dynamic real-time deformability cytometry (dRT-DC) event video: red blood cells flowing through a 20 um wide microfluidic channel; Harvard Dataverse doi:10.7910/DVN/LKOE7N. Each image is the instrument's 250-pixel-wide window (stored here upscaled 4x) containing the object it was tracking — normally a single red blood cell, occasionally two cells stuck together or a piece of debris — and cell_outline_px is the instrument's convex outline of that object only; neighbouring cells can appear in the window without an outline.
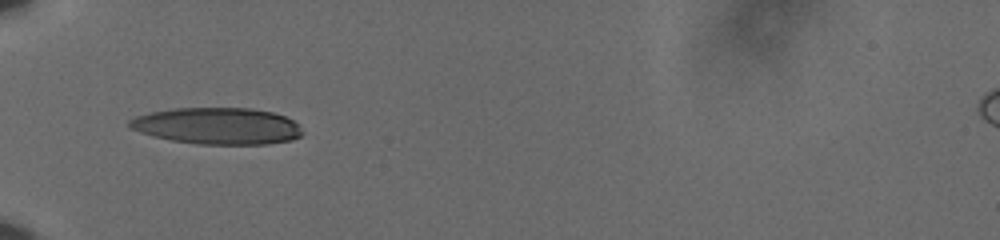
{"species": "human", "species_latin": "Homo sapiens", "temperature_condition": "cold", "stored_images_in_passage": 31, "camera_frame_rate_fps": 3000, "um_per_image_px": 0.085, "donor": {"sex": "male"}, "frame": {"image": 1, "passage_image": 1, "time_ms": 0.0, "image_size_px": [1000, 240], "cell_outline_px": [[304, 132], [300, 136], [292, 140], [268, 144], [196, 144], [172, 140], [140, 132], [128, 128], [128, 120], [136, 116], [152, 112], [176, 108], [252, 108], [272, 112], [284, 116], [292, 120]], "centroid_in_image_um": [18.48, 10.71], "position_along_channel_um": 66.5, "area_um2": 36.82}}
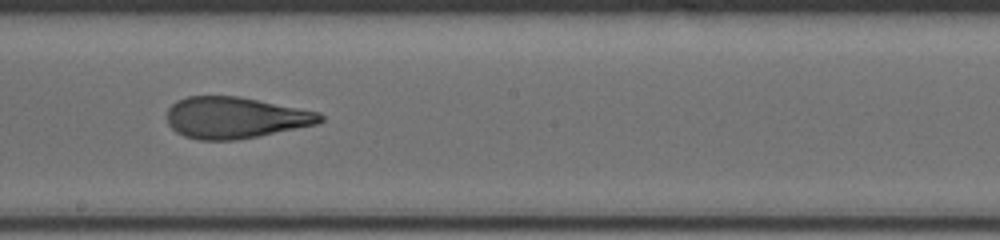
{"frame": {"image": 2, "passage_image": 15, "time_ms": 4.667, "image_size_px": [1000, 240], "cell_outline_px": [[324, 120], [320, 124], [236, 140], [200, 140], [184, 136], [176, 132], [168, 124], [168, 108], [176, 100], [188, 96], [240, 96], [320, 112], [324, 116]], "centroid_in_image_um": [20.02, 10.0], "position_along_channel_um": 228.2, "area_um2": 37.17}}
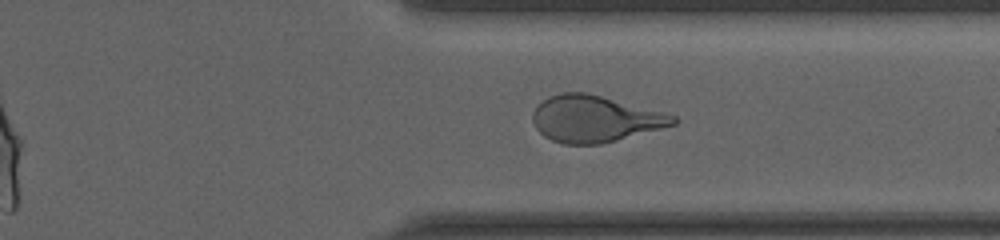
{"frame": {"image": 3, "passage_image": 26, "time_ms": 8.333, "image_size_px": [1000, 240], "cell_outline_px": [[680, 120], [676, 124], [616, 140], [600, 144], [564, 144], [552, 140], [544, 136], [536, 128], [532, 120], [532, 112], [548, 96], [560, 92], [588, 92], [676, 116]], "centroid_in_image_um": [50.53, 10.09], "position_along_channel_um": 360.9, "area_um2": 37.8}, "authors_computed_cell_mechanics": {"area_um2": 37.3966, "velocity_mm_per_s": 3.6342, "shape_relaxation_time_tau1_ms": 8.6759, "shape_relaxation_time_tau2_ms": 1.3822, "deformation_change_tau1": 0.2707, "deformation_change_tau2": 0.0995}}